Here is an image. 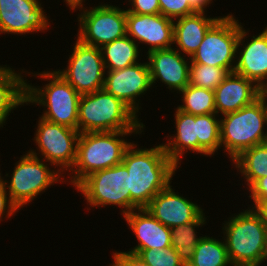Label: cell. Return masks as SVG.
Here are the masks:
<instances>
[{
	"label": "cell",
	"instance_id": "6da1fadb",
	"mask_svg": "<svg viewBox=\"0 0 267 266\" xmlns=\"http://www.w3.org/2000/svg\"><path fill=\"white\" fill-rule=\"evenodd\" d=\"M138 145L133 141L122 160L129 174L131 211L145 208L161 190L172 183L179 168L168 157L162 143L154 144L151 148H139Z\"/></svg>",
	"mask_w": 267,
	"mask_h": 266
},
{
	"label": "cell",
	"instance_id": "7a4b0ae2",
	"mask_svg": "<svg viewBox=\"0 0 267 266\" xmlns=\"http://www.w3.org/2000/svg\"><path fill=\"white\" fill-rule=\"evenodd\" d=\"M142 132L144 131L80 133L76 161L72 169L66 173L68 179L64 177V181L67 185L76 187L90 174L121 164L124 153L132 144L126 138L131 135L141 136Z\"/></svg>",
	"mask_w": 267,
	"mask_h": 266
},
{
	"label": "cell",
	"instance_id": "3957f363",
	"mask_svg": "<svg viewBox=\"0 0 267 266\" xmlns=\"http://www.w3.org/2000/svg\"><path fill=\"white\" fill-rule=\"evenodd\" d=\"M26 74L28 77L34 76L47 81V84L35 86L26 78L25 104L42 106L43 114L39 117L78 130V105L81 95L75 88L55 69L34 73L26 70Z\"/></svg>",
	"mask_w": 267,
	"mask_h": 266
},
{
	"label": "cell",
	"instance_id": "277c9868",
	"mask_svg": "<svg viewBox=\"0 0 267 266\" xmlns=\"http://www.w3.org/2000/svg\"><path fill=\"white\" fill-rule=\"evenodd\" d=\"M120 99L104 89L83 94L78 105V131H144L142 119Z\"/></svg>",
	"mask_w": 267,
	"mask_h": 266
},
{
	"label": "cell",
	"instance_id": "5b68a950",
	"mask_svg": "<svg viewBox=\"0 0 267 266\" xmlns=\"http://www.w3.org/2000/svg\"><path fill=\"white\" fill-rule=\"evenodd\" d=\"M220 138L221 149L230 162L244 150L267 142V94L264 92L253 103L222 115Z\"/></svg>",
	"mask_w": 267,
	"mask_h": 266
},
{
	"label": "cell",
	"instance_id": "8992f818",
	"mask_svg": "<svg viewBox=\"0 0 267 266\" xmlns=\"http://www.w3.org/2000/svg\"><path fill=\"white\" fill-rule=\"evenodd\" d=\"M222 222V239L233 266H263L267 227L259 215L247 207Z\"/></svg>",
	"mask_w": 267,
	"mask_h": 266
},
{
	"label": "cell",
	"instance_id": "52a82bcc",
	"mask_svg": "<svg viewBox=\"0 0 267 266\" xmlns=\"http://www.w3.org/2000/svg\"><path fill=\"white\" fill-rule=\"evenodd\" d=\"M26 152L15 162L12 174L6 172L4 175L5 189L19 210L29 206L54 184H65V176L52 164Z\"/></svg>",
	"mask_w": 267,
	"mask_h": 266
},
{
	"label": "cell",
	"instance_id": "ba28073f",
	"mask_svg": "<svg viewBox=\"0 0 267 266\" xmlns=\"http://www.w3.org/2000/svg\"><path fill=\"white\" fill-rule=\"evenodd\" d=\"M74 189L84 196L87 210L118 206L122 216L131 212L129 174L122 163L90 174Z\"/></svg>",
	"mask_w": 267,
	"mask_h": 266
},
{
	"label": "cell",
	"instance_id": "9c48e42d",
	"mask_svg": "<svg viewBox=\"0 0 267 266\" xmlns=\"http://www.w3.org/2000/svg\"><path fill=\"white\" fill-rule=\"evenodd\" d=\"M100 3L94 7H86L84 4L72 10L80 12L76 21L79 25L76 38L84 44L99 48L127 35L126 8L112 5V2Z\"/></svg>",
	"mask_w": 267,
	"mask_h": 266
},
{
	"label": "cell",
	"instance_id": "30bf717a",
	"mask_svg": "<svg viewBox=\"0 0 267 266\" xmlns=\"http://www.w3.org/2000/svg\"><path fill=\"white\" fill-rule=\"evenodd\" d=\"M36 125L32 140L37 147L35 150L30 148L28 152L52 164L66 176L76 161L79 131L41 117Z\"/></svg>",
	"mask_w": 267,
	"mask_h": 266
},
{
	"label": "cell",
	"instance_id": "8fae6325",
	"mask_svg": "<svg viewBox=\"0 0 267 266\" xmlns=\"http://www.w3.org/2000/svg\"><path fill=\"white\" fill-rule=\"evenodd\" d=\"M239 20L233 13L223 15L206 32L191 63L225 68L232 73L236 64Z\"/></svg>",
	"mask_w": 267,
	"mask_h": 266
},
{
	"label": "cell",
	"instance_id": "7c38bea8",
	"mask_svg": "<svg viewBox=\"0 0 267 266\" xmlns=\"http://www.w3.org/2000/svg\"><path fill=\"white\" fill-rule=\"evenodd\" d=\"M66 68L56 69L80 94H90L103 89L105 67L99 47L82 43L76 38Z\"/></svg>",
	"mask_w": 267,
	"mask_h": 266
},
{
	"label": "cell",
	"instance_id": "4fadbf2b",
	"mask_svg": "<svg viewBox=\"0 0 267 266\" xmlns=\"http://www.w3.org/2000/svg\"><path fill=\"white\" fill-rule=\"evenodd\" d=\"M48 18L41 0H0L1 36L45 33L51 26Z\"/></svg>",
	"mask_w": 267,
	"mask_h": 266
},
{
	"label": "cell",
	"instance_id": "5bb4252c",
	"mask_svg": "<svg viewBox=\"0 0 267 266\" xmlns=\"http://www.w3.org/2000/svg\"><path fill=\"white\" fill-rule=\"evenodd\" d=\"M152 88L147 61L105 72L103 89L120 99L138 117L139 111L142 110L140 98Z\"/></svg>",
	"mask_w": 267,
	"mask_h": 266
},
{
	"label": "cell",
	"instance_id": "9a60e30c",
	"mask_svg": "<svg viewBox=\"0 0 267 266\" xmlns=\"http://www.w3.org/2000/svg\"><path fill=\"white\" fill-rule=\"evenodd\" d=\"M249 32L250 30H246L244 24L239 22L236 64L233 72L251 80L266 92L267 25L262 32L260 31V33L256 35L253 34V36H251Z\"/></svg>",
	"mask_w": 267,
	"mask_h": 266
},
{
	"label": "cell",
	"instance_id": "2e32d148",
	"mask_svg": "<svg viewBox=\"0 0 267 266\" xmlns=\"http://www.w3.org/2000/svg\"><path fill=\"white\" fill-rule=\"evenodd\" d=\"M126 31L127 36L139 47L142 44L146 45V51H148L145 53L169 49L174 45V20L162 14H135L126 10Z\"/></svg>",
	"mask_w": 267,
	"mask_h": 266
},
{
	"label": "cell",
	"instance_id": "e0dca14e",
	"mask_svg": "<svg viewBox=\"0 0 267 266\" xmlns=\"http://www.w3.org/2000/svg\"><path fill=\"white\" fill-rule=\"evenodd\" d=\"M152 87L160 81L172 92L179 93L189 84L190 58L175 48L146 53Z\"/></svg>",
	"mask_w": 267,
	"mask_h": 266
},
{
	"label": "cell",
	"instance_id": "ac0fdd59",
	"mask_svg": "<svg viewBox=\"0 0 267 266\" xmlns=\"http://www.w3.org/2000/svg\"><path fill=\"white\" fill-rule=\"evenodd\" d=\"M171 184L161 190L145 207L154 218L170 229L196 220L205 210L192 202L193 199H187L178 191L175 192Z\"/></svg>",
	"mask_w": 267,
	"mask_h": 266
},
{
	"label": "cell",
	"instance_id": "d6986e66",
	"mask_svg": "<svg viewBox=\"0 0 267 266\" xmlns=\"http://www.w3.org/2000/svg\"><path fill=\"white\" fill-rule=\"evenodd\" d=\"M122 218L138 241L128 252L137 254L140 250L171 247V229L154 218L145 208L133 210Z\"/></svg>",
	"mask_w": 267,
	"mask_h": 266
},
{
	"label": "cell",
	"instance_id": "ffe728a7",
	"mask_svg": "<svg viewBox=\"0 0 267 266\" xmlns=\"http://www.w3.org/2000/svg\"><path fill=\"white\" fill-rule=\"evenodd\" d=\"M214 93L217 115L222 116L253 103L264 91L246 77L232 72L217 86Z\"/></svg>",
	"mask_w": 267,
	"mask_h": 266
},
{
	"label": "cell",
	"instance_id": "44dd1931",
	"mask_svg": "<svg viewBox=\"0 0 267 266\" xmlns=\"http://www.w3.org/2000/svg\"><path fill=\"white\" fill-rule=\"evenodd\" d=\"M196 12L174 20L173 48L189 58L197 51L208 29L223 16Z\"/></svg>",
	"mask_w": 267,
	"mask_h": 266
},
{
	"label": "cell",
	"instance_id": "7402d4cb",
	"mask_svg": "<svg viewBox=\"0 0 267 266\" xmlns=\"http://www.w3.org/2000/svg\"><path fill=\"white\" fill-rule=\"evenodd\" d=\"M174 110L175 133L165 136L168 142H162V145L168 157L180 168L188 151L198 154L197 115L185 113L177 107Z\"/></svg>",
	"mask_w": 267,
	"mask_h": 266
},
{
	"label": "cell",
	"instance_id": "603a6c76",
	"mask_svg": "<svg viewBox=\"0 0 267 266\" xmlns=\"http://www.w3.org/2000/svg\"><path fill=\"white\" fill-rule=\"evenodd\" d=\"M13 68L0 65V129L6 126L11 112L25 105L26 70Z\"/></svg>",
	"mask_w": 267,
	"mask_h": 266
},
{
	"label": "cell",
	"instance_id": "cb8c5ba5",
	"mask_svg": "<svg viewBox=\"0 0 267 266\" xmlns=\"http://www.w3.org/2000/svg\"><path fill=\"white\" fill-rule=\"evenodd\" d=\"M143 48L127 35L103 45L100 49L105 71L119 70L139 63Z\"/></svg>",
	"mask_w": 267,
	"mask_h": 266
},
{
	"label": "cell",
	"instance_id": "d4e9b609",
	"mask_svg": "<svg viewBox=\"0 0 267 266\" xmlns=\"http://www.w3.org/2000/svg\"><path fill=\"white\" fill-rule=\"evenodd\" d=\"M231 166L245 179V190H248L259 178L267 176V142L244 150Z\"/></svg>",
	"mask_w": 267,
	"mask_h": 266
},
{
	"label": "cell",
	"instance_id": "484cf974",
	"mask_svg": "<svg viewBox=\"0 0 267 266\" xmlns=\"http://www.w3.org/2000/svg\"><path fill=\"white\" fill-rule=\"evenodd\" d=\"M206 220L208 219L203 212L196 220L171 228V246L177 251L179 259L185 266L192 260L196 246L203 237V234L199 236L197 230L207 225Z\"/></svg>",
	"mask_w": 267,
	"mask_h": 266
},
{
	"label": "cell",
	"instance_id": "4316f807",
	"mask_svg": "<svg viewBox=\"0 0 267 266\" xmlns=\"http://www.w3.org/2000/svg\"><path fill=\"white\" fill-rule=\"evenodd\" d=\"M187 266H233L224 239L203 235Z\"/></svg>",
	"mask_w": 267,
	"mask_h": 266
},
{
	"label": "cell",
	"instance_id": "83f0119b",
	"mask_svg": "<svg viewBox=\"0 0 267 266\" xmlns=\"http://www.w3.org/2000/svg\"><path fill=\"white\" fill-rule=\"evenodd\" d=\"M220 116L197 115L198 154L212 157L221 149Z\"/></svg>",
	"mask_w": 267,
	"mask_h": 266
},
{
	"label": "cell",
	"instance_id": "f1b7e54d",
	"mask_svg": "<svg viewBox=\"0 0 267 266\" xmlns=\"http://www.w3.org/2000/svg\"><path fill=\"white\" fill-rule=\"evenodd\" d=\"M179 94L182 98L179 110L195 116L217 114L214 91L188 84Z\"/></svg>",
	"mask_w": 267,
	"mask_h": 266
},
{
	"label": "cell",
	"instance_id": "f546056e",
	"mask_svg": "<svg viewBox=\"0 0 267 266\" xmlns=\"http://www.w3.org/2000/svg\"><path fill=\"white\" fill-rule=\"evenodd\" d=\"M228 74L225 68L190 63L189 84L214 91Z\"/></svg>",
	"mask_w": 267,
	"mask_h": 266
},
{
	"label": "cell",
	"instance_id": "4dcf8cb0",
	"mask_svg": "<svg viewBox=\"0 0 267 266\" xmlns=\"http://www.w3.org/2000/svg\"><path fill=\"white\" fill-rule=\"evenodd\" d=\"M137 255L150 266H185L179 259L177 251L172 246L158 250H140Z\"/></svg>",
	"mask_w": 267,
	"mask_h": 266
},
{
	"label": "cell",
	"instance_id": "1f68e13d",
	"mask_svg": "<svg viewBox=\"0 0 267 266\" xmlns=\"http://www.w3.org/2000/svg\"><path fill=\"white\" fill-rule=\"evenodd\" d=\"M161 14L175 20L196 13L188 0H158Z\"/></svg>",
	"mask_w": 267,
	"mask_h": 266
},
{
	"label": "cell",
	"instance_id": "d6a6232c",
	"mask_svg": "<svg viewBox=\"0 0 267 266\" xmlns=\"http://www.w3.org/2000/svg\"><path fill=\"white\" fill-rule=\"evenodd\" d=\"M128 1L129 8L127 11L135 14H161L160 5L158 0H125Z\"/></svg>",
	"mask_w": 267,
	"mask_h": 266
},
{
	"label": "cell",
	"instance_id": "836d02e7",
	"mask_svg": "<svg viewBox=\"0 0 267 266\" xmlns=\"http://www.w3.org/2000/svg\"><path fill=\"white\" fill-rule=\"evenodd\" d=\"M109 266H150L139 255L128 251H113Z\"/></svg>",
	"mask_w": 267,
	"mask_h": 266
},
{
	"label": "cell",
	"instance_id": "e575fe53",
	"mask_svg": "<svg viewBox=\"0 0 267 266\" xmlns=\"http://www.w3.org/2000/svg\"><path fill=\"white\" fill-rule=\"evenodd\" d=\"M18 210V207L11 201L5 186H0V223L6 219L11 220L19 212Z\"/></svg>",
	"mask_w": 267,
	"mask_h": 266
},
{
	"label": "cell",
	"instance_id": "d590c367",
	"mask_svg": "<svg viewBox=\"0 0 267 266\" xmlns=\"http://www.w3.org/2000/svg\"><path fill=\"white\" fill-rule=\"evenodd\" d=\"M249 199L251 205L249 207H253L260 199L267 198V176L259 178L248 190ZM253 203H252V202Z\"/></svg>",
	"mask_w": 267,
	"mask_h": 266
},
{
	"label": "cell",
	"instance_id": "8d00e7d4",
	"mask_svg": "<svg viewBox=\"0 0 267 266\" xmlns=\"http://www.w3.org/2000/svg\"><path fill=\"white\" fill-rule=\"evenodd\" d=\"M252 209L259 215L261 221L267 227V198L260 199Z\"/></svg>",
	"mask_w": 267,
	"mask_h": 266
},
{
	"label": "cell",
	"instance_id": "74e56055",
	"mask_svg": "<svg viewBox=\"0 0 267 266\" xmlns=\"http://www.w3.org/2000/svg\"><path fill=\"white\" fill-rule=\"evenodd\" d=\"M190 6L196 11V12H205L207 13V7H211V4L213 5V0H188ZM210 4V5H209Z\"/></svg>",
	"mask_w": 267,
	"mask_h": 266
},
{
	"label": "cell",
	"instance_id": "f35d334b",
	"mask_svg": "<svg viewBox=\"0 0 267 266\" xmlns=\"http://www.w3.org/2000/svg\"><path fill=\"white\" fill-rule=\"evenodd\" d=\"M86 0H63L65 2L66 7L72 12V10L78 6L84 5Z\"/></svg>",
	"mask_w": 267,
	"mask_h": 266
},
{
	"label": "cell",
	"instance_id": "ab89813d",
	"mask_svg": "<svg viewBox=\"0 0 267 266\" xmlns=\"http://www.w3.org/2000/svg\"><path fill=\"white\" fill-rule=\"evenodd\" d=\"M266 260H267V234H266L265 247H264L263 263Z\"/></svg>",
	"mask_w": 267,
	"mask_h": 266
},
{
	"label": "cell",
	"instance_id": "60d3db41",
	"mask_svg": "<svg viewBox=\"0 0 267 266\" xmlns=\"http://www.w3.org/2000/svg\"><path fill=\"white\" fill-rule=\"evenodd\" d=\"M1 160V159H0ZM1 166V165H0ZM5 184V177L2 175V171L0 169V186H4Z\"/></svg>",
	"mask_w": 267,
	"mask_h": 266
}]
</instances>
